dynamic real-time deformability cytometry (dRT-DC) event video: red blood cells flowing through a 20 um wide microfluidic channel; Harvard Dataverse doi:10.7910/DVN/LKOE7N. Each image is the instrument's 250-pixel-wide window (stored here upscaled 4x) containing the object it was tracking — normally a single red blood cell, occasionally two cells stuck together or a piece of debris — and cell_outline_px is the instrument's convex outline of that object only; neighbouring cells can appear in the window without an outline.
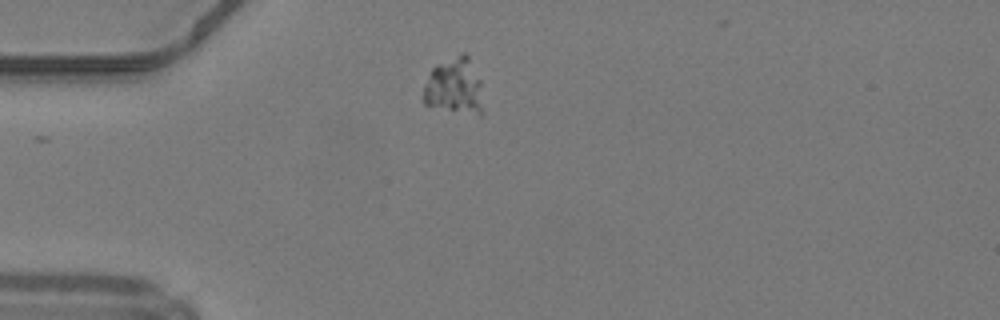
{"species": "common noctule bat (a hibernating species)", "species_latin": "Nyctalus noctula", "temperature_condition": "warm", "stored_images_in_passage": 35, "camera_frame_rate_fps": 3000, "um_per_image_px": 0.085, "animal": {"sex": "male", "body_mass_g": 19.2, "forearm_length_mm": 51.8}, "frame": {"image": 1, "passage_image": 1, "time_ms": 0.0, "image_size_px": [1000, 320], "cell_outline_px": [[484, 112], [480, 116], [424, 104], [424, 84], [432, 68], [436, 64], [464, 52], [468, 56], [480, 80]], "centroid_in_image_um": [38.65, 7.34], "position_along_channel_um": 46.3, "area_um2": 19.54}}
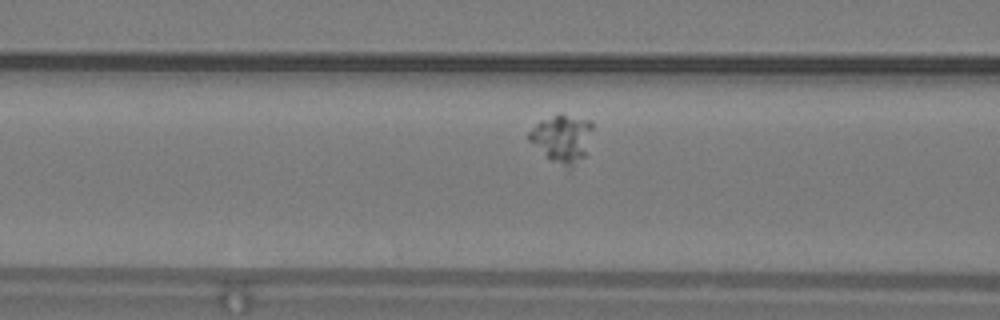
{"frame": {"image": 2, "passage_image": 8, "time_ms": 2.333, "image_size_px": [1000, 320], "cell_outline_px": [[592, 128], [584, 156], [568, 172], [552, 160], [528, 140], [528, 132], [540, 120], [556, 112], [560, 112], [592, 120]], "centroid_in_image_um": [47.78, 11.74], "position_along_channel_um": 118.8, "area_um2": 17.98}}
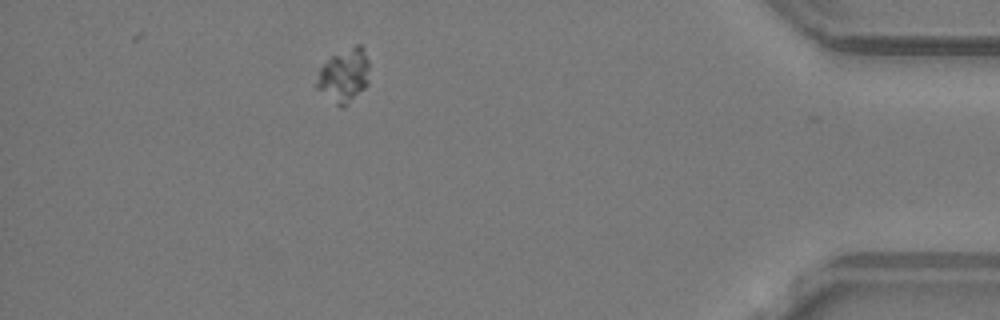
{"frame": {"image": 3, "passage_image": 33, "time_ms": 10.667, "image_size_px": [1000, 320], "cell_outline_px": [[368, 84], [344, 108], [340, 108], [316, 88], [312, 84], [320, 68], [332, 56], [356, 44], [360, 44], [364, 48], [368, 60]], "centroid_in_image_um": [29.21, 6.44], "position_along_channel_um": 406.0, "area_um2": 16.65}}